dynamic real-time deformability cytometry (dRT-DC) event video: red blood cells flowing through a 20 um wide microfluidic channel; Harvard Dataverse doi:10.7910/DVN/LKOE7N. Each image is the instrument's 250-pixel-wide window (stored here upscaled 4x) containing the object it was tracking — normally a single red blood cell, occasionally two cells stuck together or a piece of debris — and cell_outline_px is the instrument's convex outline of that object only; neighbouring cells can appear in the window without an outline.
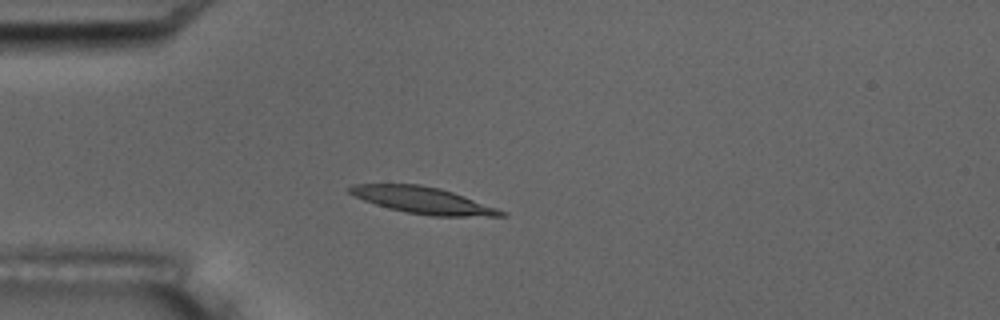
{"species": "common noctule bat (a hibernating species)", "species_latin": "Nyctalus noctula", "temperature_condition": "room temperature", "stored_images_in_passage": 4, "camera_frame_rate_fps": 3000, "um_per_image_px": 0.085, "animal": {"sex": "male", "body_mass_g": 17.5, "forearm_length_mm": 52.3}, "frame": {"image": 1, "passage_image": 4, "time_ms": 3.333, "image_size_px": [1000, 320], "cell_outline_px": [[508, 216], [432, 216], [408, 212], [388, 208], [364, 200], [348, 192], [348, 188], [352, 184], [420, 184], [440, 188], [452, 192], [508, 212]], "centroid_in_image_um": [35.97, 17.02], "position_along_channel_um": 49.0, "area_um2": 23.24}}